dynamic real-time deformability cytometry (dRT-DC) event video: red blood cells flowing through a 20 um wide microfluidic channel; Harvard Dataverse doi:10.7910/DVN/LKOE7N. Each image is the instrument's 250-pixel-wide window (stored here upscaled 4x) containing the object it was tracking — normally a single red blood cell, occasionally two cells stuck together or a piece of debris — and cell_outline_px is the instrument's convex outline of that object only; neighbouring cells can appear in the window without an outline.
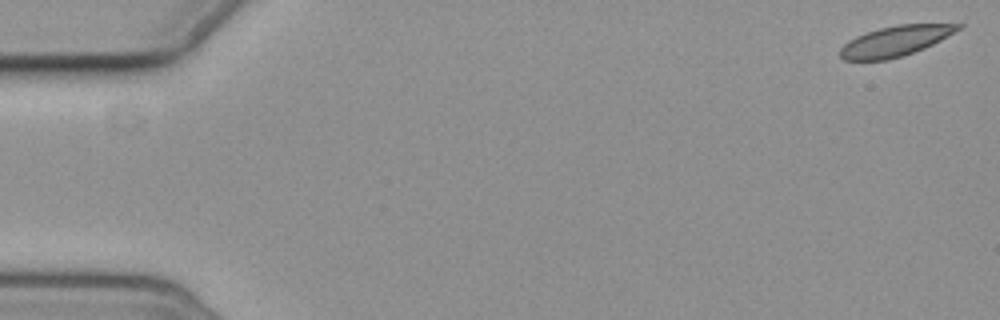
{"species": "common noctule bat (a hibernating species)", "species_latin": "Nyctalus noctula", "temperature_condition": "cold", "stored_images_in_passage": 4, "camera_frame_rate_fps": 3000, "um_per_image_px": 0.085, "animal": {"sex": "female", "body_mass_g": 19.3, "forearm_length_mm": 54.1}, "frame": {"image": 1, "passage_image": 1, "time_ms": 0.0, "image_size_px": [1000, 320], "cell_outline_px": [[964, 24], [960, 28], [940, 40], [924, 48], [888, 60], [844, 60], [840, 56], [840, 48], [848, 40], [856, 36], [880, 28], [900, 24]], "centroid_in_image_um": [76.05, 3.49], "position_along_channel_um": 8.9, "area_um2": 20.4}}
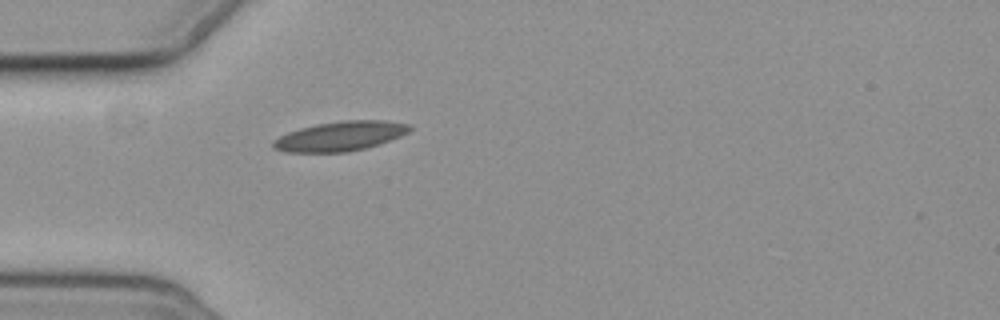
{"frame": {"image": 2, "passage_image": 4, "time_ms": 5.333, "image_size_px": [1000, 320], "cell_outline_px": [[412, 128], [408, 132], [400, 136], [364, 148], [348, 152], [284, 152], [272, 148], [272, 140], [288, 132], [300, 128], [316, 124], [344, 120], [384, 120], [412, 124]], "centroid_in_image_um": [28.89, 11.57], "position_along_channel_um": 56.1, "area_um2": 23.47}}